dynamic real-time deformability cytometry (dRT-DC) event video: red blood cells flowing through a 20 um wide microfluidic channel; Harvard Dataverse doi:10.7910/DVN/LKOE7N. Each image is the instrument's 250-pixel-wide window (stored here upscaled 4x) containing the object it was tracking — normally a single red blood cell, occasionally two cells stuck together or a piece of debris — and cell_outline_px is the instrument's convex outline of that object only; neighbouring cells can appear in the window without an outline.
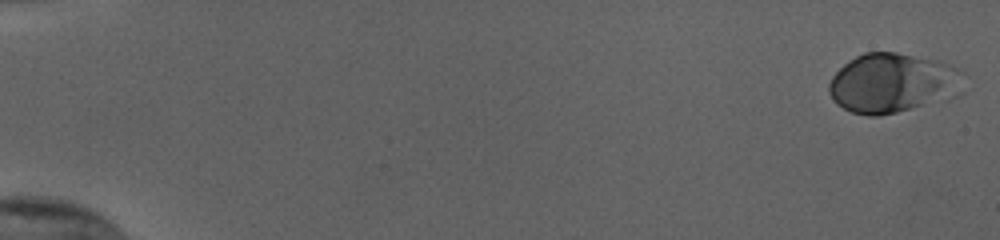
{"species": "human", "species_latin": "Homo sapiens", "temperature_condition": "cold", "stored_images_in_passage": 55, "camera_frame_rate_fps": 3000, "um_per_image_px": 0.085, "donor": {"sex": "female"}, "frame": {"image": 1, "passage_image": 1, "time_ms": 0.0, "image_size_px": [1000, 240], "cell_outline_px": [[964, 72], [956, 96], [948, 100], [880, 116], [868, 116], [852, 112], [836, 104], [828, 92], [828, 84], [832, 76], [848, 60], [864, 52], [896, 52], [940, 60]], "centroid_in_image_um": [75.86, 7.06], "position_along_channel_um": 9.1, "area_um2": 47.05}}
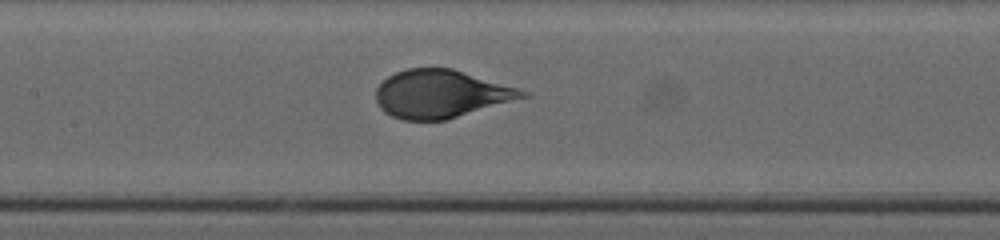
{"frame": {"image": 2, "passage_image": 28, "time_ms": 9.0, "image_size_px": [1000, 240], "cell_outline_px": [[532, 96], [444, 120], [404, 120], [392, 116], [384, 112], [380, 108], [376, 100], [376, 88], [388, 76], [396, 72], [408, 68], [452, 68], [516, 88], [528, 92]], "centroid_in_image_um": [37.47, 7.99], "position_along_channel_um": 169.9, "area_um2": 40.69}}
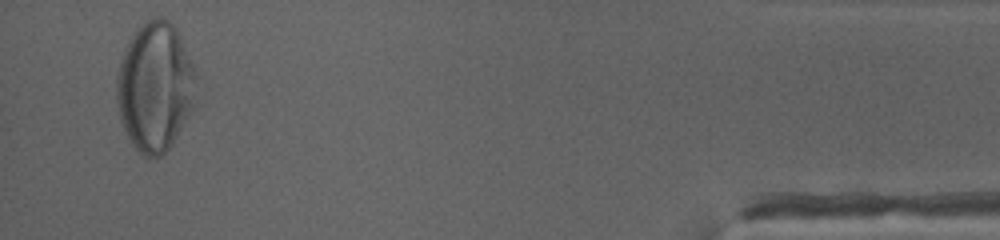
{"frame": {"image": 3, "passage_image": 53, "time_ms": 17.333, "image_size_px": [1000, 240], "cell_outline_px": [[196, 76], [192, 108], [172, 144], [160, 156], [144, 156], [132, 144], [120, 120], [116, 100], [116, 76], [120, 60], [124, 48], [128, 40], [140, 24], [156, 16], [164, 16], [176, 28], [196, 72]], "centroid_in_image_um": [13.14, 7.33], "position_along_channel_um": 422.1, "area_um2": 59.59}, "authors_computed_cell_mechanics": {"area_um2": 43.1766, "velocity_mm_per_s": 3.795, "shape_relaxation_time_tau1_ms": 3.9431, "shape_relaxation_time_tau2_ms": null, "deformation_change_tau1": 0.1674, "deformation_change_tau2": null}}